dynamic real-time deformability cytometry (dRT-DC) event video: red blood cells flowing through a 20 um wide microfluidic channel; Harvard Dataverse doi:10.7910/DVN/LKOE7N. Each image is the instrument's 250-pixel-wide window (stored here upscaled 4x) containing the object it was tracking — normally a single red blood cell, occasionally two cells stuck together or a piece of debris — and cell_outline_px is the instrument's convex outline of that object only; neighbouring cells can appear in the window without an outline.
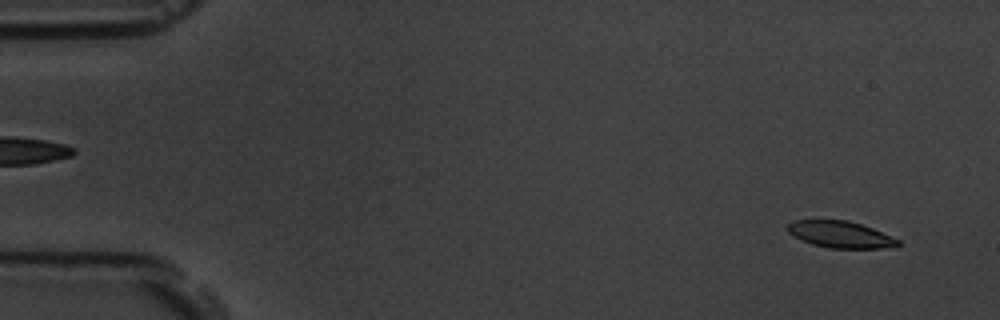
{"species": "common noctule bat (a hibernating species)", "species_latin": "Nyctalus noctula", "temperature_condition": "room temperature", "stored_images_in_passage": 55, "camera_frame_rate_fps": 3000, "um_per_image_px": 0.085, "animal": {"sex": "male", "body_mass_g": 19.5, "forearm_length_mm": 54.6}, "frame": {"image": 1, "passage_image": 3, "time_ms": 0.667, "image_size_px": [1000, 320], "cell_outline_px": [[900, 244], [896, 248], [832, 248], [812, 244], [800, 240], [788, 232], [784, 228], [792, 220], [848, 220], [872, 228], [900, 240]], "centroid_in_image_um": [71.42, 19.93], "position_along_channel_um": 13.6, "area_um2": 17.28}}
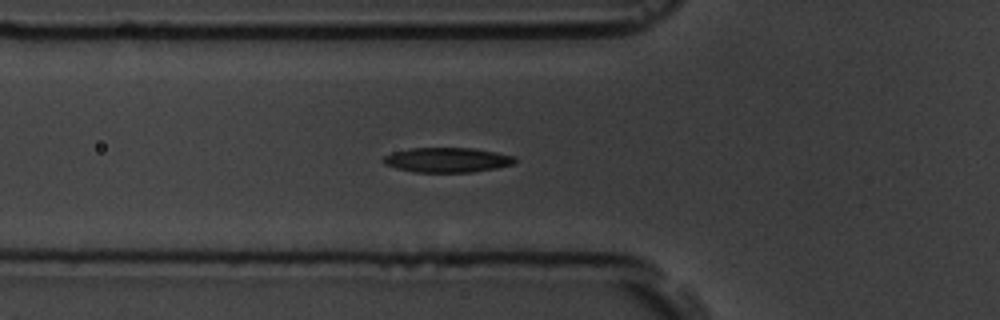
{"frame": {"image": 2, "passage_image": 19, "time_ms": 6.0, "image_size_px": [1000, 320], "cell_outline_px": [[516, 160], [512, 164], [496, 168], [472, 172], [412, 172], [396, 168], [384, 164], [380, 160], [384, 156], [392, 152], [412, 148], [472, 148], [496, 152], [516, 156]], "centroid_in_image_um": [37.98, 13.59], "position_along_channel_um": 87.8, "area_um2": 19.07}}
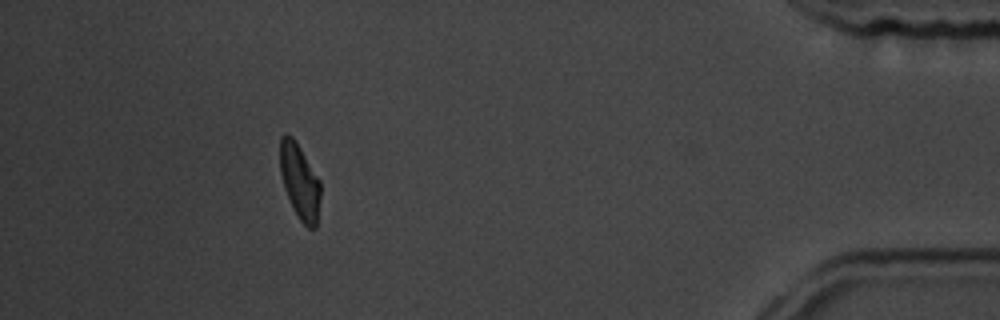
{"frame": {"image": 3, "passage_image": 50, "time_ms": 16.333, "image_size_px": [1000, 320], "cell_outline_px": [[320, 196], [316, 228], [308, 228], [300, 220], [284, 188], [280, 172], [280, 136], [284, 132], [292, 136], [296, 140], [320, 180]], "centroid_in_image_um": [25.47, 15.37], "position_along_channel_um": 409.7, "area_um2": 17.69}, "authors_computed_cell_mechanics": {"area_um2": 18.496, "velocity_mm_per_s": 3.6631, "shape_relaxation_time_tau1_ms": 3.3611, "shape_relaxation_time_tau2_ms": 2.7673, "deformation_change_tau1": 0.1314, "deformation_change_tau2": 0.0974}}